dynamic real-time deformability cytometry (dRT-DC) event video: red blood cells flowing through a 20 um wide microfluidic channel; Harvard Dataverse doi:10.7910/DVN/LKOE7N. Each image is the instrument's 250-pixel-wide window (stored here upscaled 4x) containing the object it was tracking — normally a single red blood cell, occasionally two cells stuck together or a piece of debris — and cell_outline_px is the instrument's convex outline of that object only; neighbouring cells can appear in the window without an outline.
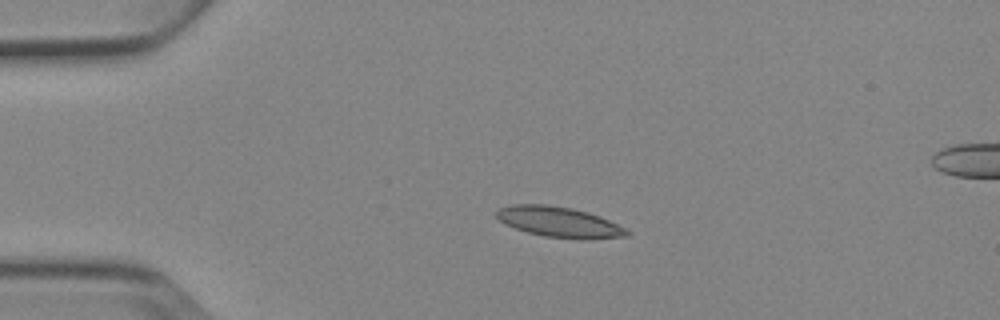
{"species": "Egyptian fruit bat (a non-hibernating species)", "species_latin": "Rousettus aegyptiacus", "temperature_condition": "cold", "stored_images_in_passage": 5, "segment_of_instrument_passage": [1, 2], "camera_frame_rate_fps": 3000, "um_per_image_px": 0.085, "animal": {"sex": "female"}, "frame": {"image": 1, "passage_image": 3, "time_ms": 2.333, "image_size_px": [1000, 320], "cell_outline_px": [[632, 232], [628, 236], [588, 240], [580, 240], [544, 236], [528, 232], [504, 224], [496, 216], [496, 212], [500, 208], [508, 204], [548, 204], [572, 208], [588, 212], [600, 216]], "centroid_in_image_um": [47.54, 18.88], "position_along_channel_um": 37.5, "area_um2": 23.35}}